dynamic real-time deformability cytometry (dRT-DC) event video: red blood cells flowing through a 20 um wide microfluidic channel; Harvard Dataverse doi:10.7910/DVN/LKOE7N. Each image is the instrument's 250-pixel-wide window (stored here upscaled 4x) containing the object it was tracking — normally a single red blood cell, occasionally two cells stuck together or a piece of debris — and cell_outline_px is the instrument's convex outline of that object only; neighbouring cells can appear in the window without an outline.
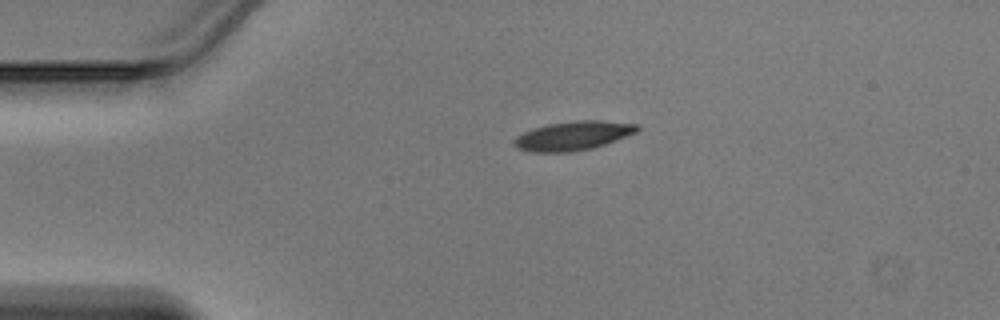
{"species": "Egyptian fruit bat (a non-hibernating species)", "species_latin": "Rousettus aegyptiacus", "temperature_condition": "warm", "stored_images_in_passage": 38, "camera_frame_rate_fps": 3000, "um_per_image_px": 0.085, "animal": {"sex": "male"}, "frame": {"image": 1, "passage_image": 1, "time_ms": 0.0, "image_size_px": [1000, 320], "cell_outline_px": [[640, 128], [636, 132], [616, 140], [592, 148], [572, 152], [532, 152], [516, 148], [512, 144], [524, 132], [548, 124], [576, 120], [600, 120], [640, 124]], "centroid_in_image_um": [48.75, 11.53], "position_along_channel_um": 36.2, "area_um2": 20.63}}
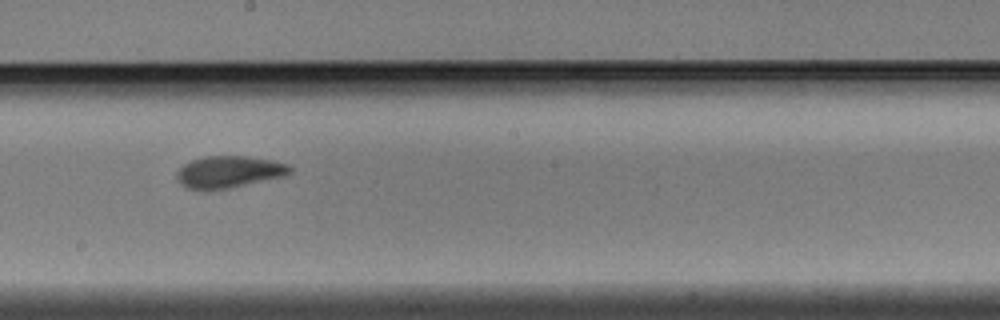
{"frame": {"image": 2, "passage_image": 17, "time_ms": 5.333, "image_size_px": [1000, 320], "cell_outline_px": [[292, 172], [284, 176], [228, 188], [204, 192], [184, 188], [176, 180], [176, 172], [184, 164], [192, 160], [204, 156], [244, 156], [272, 160], [288, 164], [292, 168]], "centroid_in_image_um": [19.39, 14.63], "position_along_channel_um": 228.8, "area_um2": 21.39}}
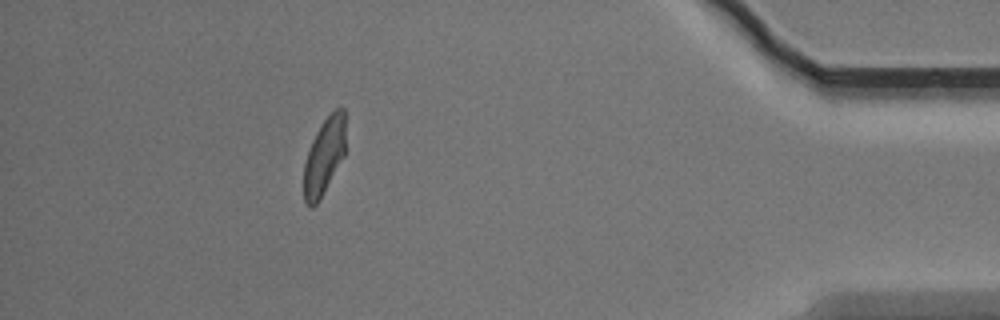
{"frame": {"image": 3, "passage_image": 33, "time_ms": 10.667, "image_size_px": [1000, 320], "cell_outline_px": [[344, 156], [320, 200], [312, 208], [308, 208], [304, 200], [304, 164], [312, 140], [320, 124], [336, 108], [344, 108]], "centroid_in_image_um": [27.54, 13.33], "position_along_channel_um": 407.7, "area_um2": 18.5}}